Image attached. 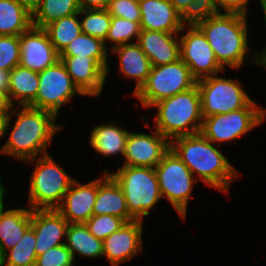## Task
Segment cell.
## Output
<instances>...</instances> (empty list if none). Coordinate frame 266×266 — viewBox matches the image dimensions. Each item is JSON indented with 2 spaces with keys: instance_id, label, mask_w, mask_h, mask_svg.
<instances>
[{
  "instance_id": "9a60e30c",
  "label": "cell",
  "mask_w": 266,
  "mask_h": 266,
  "mask_svg": "<svg viewBox=\"0 0 266 266\" xmlns=\"http://www.w3.org/2000/svg\"><path fill=\"white\" fill-rule=\"evenodd\" d=\"M143 221L133 220L103 240V256L111 266H118L142 252Z\"/></svg>"
},
{
  "instance_id": "2e32d148",
  "label": "cell",
  "mask_w": 266,
  "mask_h": 266,
  "mask_svg": "<svg viewBox=\"0 0 266 266\" xmlns=\"http://www.w3.org/2000/svg\"><path fill=\"white\" fill-rule=\"evenodd\" d=\"M98 193V179L82 184L75 179L56 209L69 223H85L93 215Z\"/></svg>"
},
{
  "instance_id": "f35d334b",
  "label": "cell",
  "mask_w": 266,
  "mask_h": 266,
  "mask_svg": "<svg viewBox=\"0 0 266 266\" xmlns=\"http://www.w3.org/2000/svg\"><path fill=\"white\" fill-rule=\"evenodd\" d=\"M213 2L218 13L225 11L224 13L247 15L249 0H213Z\"/></svg>"
},
{
  "instance_id": "5bb4252c",
  "label": "cell",
  "mask_w": 266,
  "mask_h": 266,
  "mask_svg": "<svg viewBox=\"0 0 266 266\" xmlns=\"http://www.w3.org/2000/svg\"><path fill=\"white\" fill-rule=\"evenodd\" d=\"M59 60V53L43 28L31 26L20 35V66L40 73Z\"/></svg>"
},
{
  "instance_id": "836d02e7",
  "label": "cell",
  "mask_w": 266,
  "mask_h": 266,
  "mask_svg": "<svg viewBox=\"0 0 266 266\" xmlns=\"http://www.w3.org/2000/svg\"><path fill=\"white\" fill-rule=\"evenodd\" d=\"M126 222L114 215H92L85 225L97 239L104 240L118 231Z\"/></svg>"
},
{
  "instance_id": "7dc6e473",
  "label": "cell",
  "mask_w": 266,
  "mask_h": 266,
  "mask_svg": "<svg viewBox=\"0 0 266 266\" xmlns=\"http://www.w3.org/2000/svg\"><path fill=\"white\" fill-rule=\"evenodd\" d=\"M4 193H5V188L2 185L1 177H0V218L3 215V213L6 211L4 210Z\"/></svg>"
},
{
  "instance_id": "83f0119b",
  "label": "cell",
  "mask_w": 266,
  "mask_h": 266,
  "mask_svg": "<svg viewBox=\"0 0 266 266\" xmlns=\"http://www.w3.org/2000/svg\"><path fill=\"white\" fill-rule=\"evenodd\" d=\"M107 45L102 39L92 37L83 32L74 38L59 56H79L93 58L105 71L109 73L107 64Z\"/></svg>"
},
{
  "instance_id": "d590c367",
  "label": "cell",
  "mask_w": 266,
  "mask_h": 266,
  "mask_svg": "<svg viewBox=\"0 0 266 266\" xmlns=\"http://www.w3.org/2000/svg\"><path fill=\"white\" fill-rule=\"evenodd\" d=\"M20 64V36H0V69L11 71Z\"/></svg>"
},
{
  "instance_id": "5b68a950",
  "label": "cell",
  "mask_w": 266,
  "mask_h": 266,
  "mask_svg": "<svg viewBox=\"0 0 266 266\" xmlns=\"http://www.w3.org/2000/svg\"><path fill=\"white\" fill-rule=\"evenodd\" d=\"M121 187L129 214L142 221L162 198L155 168L124 166L110 174Z\"/></svg>"
},
{
  "instance_id": "9c48e42d",
  "label": "cell",
  "mask_w": 266,
  "mask_h": 266,
  "mask_svg": "<svg viewBox=\"0 0 266 266\" xmlns=\"http://www.w3.org/2000/svg\"><path fill=\"white\" fill-rule=\"evenodd\" d=\"M257 106L252 100L244 108L205 117L200 132L213 143L235 140L264 121L266 109Z\"/></svg>"
},
{
  "instance_id": "8992f818",
  "label": "cell",
  "mask_w": 266,
  "mask_h": 266,
  "mask_svg": "<svg viewBox=\"0 0 266 266\" xmlns=\"http://www.w3.org/2000/svg\"><path fill=\"white\" fill-rule=\"evenodd\" d=\"M36 161L29 190L30 209H57L74 178L72 179L51 155L40 156Z\"/></svg>"
},
{
  "instance_id": "f1b7e54d",
  "label": "cell",
  "mask_w": 266,
  "mask_h": 266,
  "mask_svg": "<svg viewBox=\"0 0 266 266\" xmlns=\"http://www.w3.org/2000/svg\"><path fill=\"white\" fill-rule=\"evenodd\" d=\"M79 12L77 0H39L32 13V26L44 28L53 21Z\"/></svg>"
},
{
  "instance_id": "7a4b0ae2",
  "label": "cell",
  "mask_w": 266,
  "mask_h": 266,
  "mask_svg": "<svg viewBox=\"0 0 266 266\" xmlns=\"http://www.w3.org/2000/svg\"><path fill=\"white\" fill-rule=\"evenodd\" d=\"M9 112L16 113L17 121L0 153L28 163L35 161L39 153L41 156L48 154L45 147L51 142L53 135L61 129V126L55 122L57 117L49 111L31 106H22L19 113L14 106H11Z\"/></svg>"
},
{
  "instance_id": "bcb514c9",
  "label": "cell",
  "mask_w": 266,
  "mask_h": 266,
  "mask_svg": "<svg viewBox=\"0 0 266 266\" xmlns=\"http://www.w3.org/2000/svg\"><path fill=\"white\" fill-rule=\"evenodd\" d=\"M253 60L256 62V64L262 65L266 68V47L260 53L258 52L256 55L254 54Z\"/></svg>"
},
{
  "instance_id": "52a82bcc",
  "label": "cell",
  "mask_w": 266,
  "mask_h": 266,
  "mask_svg": "<svg viewBox=\"0 0 266 266\" xmlns=\"http://www.w3.org/2000/svg\"><path fill=\"white\" fill-rule=\"evenodd\" d=\"M196 83L189 67L179 59L170 64L152 66L146 82L133 96L143 107L149 108L162 99L189 90Z\"/></svg>"
},
{
  "instance_id": "3957f363",
  "label": "cell",
  "mask_w": 266,
  "mask_h": 266,
  "mask_svg": "<svg viewBox=\"0 0 266 266\" xmlns=\"http://www.w3.org/2000/svg\"><path fill=\"white\" fill-rule=\"evenodd\" d=\"M247 16L217 13L199 23L219 64L238 69L245 61L248 48Z\"/></svg>"
},
{
  "instance_id": "8fae6325",
  "label": "cell",
  "mask_w": 266,
  "mask_h": 266,
  "mask_svg": "<svg viewBox=\"0 0 266 266\" xmlns=\"http://www.w3.org/2000/svg\"><path fill=\"white\" fill-rule=\"evenodd\" d=\"M77 93L84 95L75 85L66 67L58 60L39 73V89L33 108L49 111L58 117L59 109Z\"/></svg>"
},
{
  "instance_id": "4dcf8cb0",
  "label": "cell",
  "mask_w": 266,
  "mask_h": 266,
  "mask_svg": "<svg viewBox=\"0 0 266 266\" xmlns=\"http://www.w3.org/2000/svg\"><path fill=\"white\" fill-rule=\"evenodd\" d=\"M35 243V232L30 226L10 253L0 257V266H34L37 257Z\"/></svg>"
},
{
  "instance_id": "6da1fadb",
  "label": "cell",
  "mask_w": 266,
  "mask_h": 266,
  "mask_svg": "<svg viewBox=\"0 0 266 266\" xmlns=\"http://www.w3.org/2000/svg\"><path fill=\"white\" fill-rule=\"evenodd\" d=\"M213 144L199 132L172 139L170 148L204 184L228 192L229 184L238 176V172Z\"/></svg>"
},
{
  "instance_id": "b9f144b4",
  "label": "cell",
  "mask_w": 266,
  "mask_h": 266,
  "mask_svg": "<svg viewBox=\"0 0 266 266\" xmlns=\"http://www.w3.org/2000/svg\"><path fill=\"white\" fill-rule=\"evenodd\" d=\"M10 71L0 69V92L8 96Z\"/></svg>"
},
{
  "instance_id": "1f68e13d",
  "label": "cell",
  "mask_w": 266,
  "mask_h": 266,
  "mask_svg": "<svg viewBox=\"0 0 266 266\" xmlns=\"http://www.w3.org/2000/svg\"><path fill=\"white\" fill-rule=\"evenodd\" d=\"M79 15H85L80 21L81 30L84 34L103 41L106 39L112 19L107 9H83L80 10Z\"/></svg>"
},
{
  "instance_id": "f6af8a7d",
  "label": "cell",
  "mask_w": 266,
  "mask_h": 266,
  "mask_svg": "<svg viewBox=\"0 0 266 266\" xmlns=\"http://www.w3.org/2000/svg\"><path fill=\"white\" fill-rule=\"evenodd\" d=\"M10 108L7 96L0 92V113H9Z\"/></svg>"
},
{
  "instance_id": "7bdbcfd3",
  "label": "cell",
  "mask_w": 266,
  "mask_h": 266,
  "mask_svg": "<svg viewBox=\"0 0 266 266\" xmlns=\"http://www.w3.org/2000/svg\"><path fill=\"white\" fill-rule=\"evenodd\" d=\"M18 4L23 6L31 14L37 9L39 0H15Z\"/></svg>"
},
{
  "instance_id": "c3c4849f",
  "label": "cell",
  "mask_w": 266,
  "mask_h": 266,
  "mask_svg": "<svg viewBox=\"0 0 266 266\" xmlns=\"http://www.w3.org/2000/svg\"><path fill=\"white\" fill-rule=\"evenodd\" d=\"M261 3V6L263 8V13H264V17H265V24H266V0H259Z\"/></svg>"
},
{
  "instance_id": "4fadbf2b",
  "label": "cell",
  "mask_w": 266,
  "mask_h": 266,
  "mask_svg": "<svg viewBox=\"0 0 266 266\" xmlns=\"http://www.w3.org/2000/svg\"><path fill=\"white\" fill-rule=\"evenodd\" d=\"M152 135L129 132L124 166L155 168L170 149V141L156 129Z\"/></svg>"
},
{
  "instance_id": "7402d4cb",
  "label": "cell",
  "mask_w": 266,
  "mask_h": 266,
  "mask_svg": "<svg viewBox=\"0 0 266 266\" xmlns=\"http://www.w3.org/2000/svg\"><path fill=\"white\" fill-rule=\"evenodd\" d=\"M117 53L120 62V72L128 78L136 79L137 85L133 94L146 82L151 72V62L137 42L111 48Z\"/></svg>"
},
{
  "instance_id": "30bf717a",
  "label": "cell",
  "mask_w": 266,
  "mask_h": 266,
  "mask_svg": "<svg viewBox=\"0 0 266 266\" xmlns=\"http://www.w3.org/2000/svg\"><path fill=\"white\" fill-rule=\"evenodd\" d=\"M239 83L216 75L198 80L196 84L201 97L202 117L229 113L246 107L252 99Z\"/></svg>"
},
{
  "instance_id": "ffe728a7",
  "label": "cell",
  "mask_w": 266,
  "mask_h": 266,
  "mask_svg": "<svg viewBox=\"0 0 266 266\" xmlns=\"http://www.w3.org/2000/svg\"><path fill=\"white\" fill-rule=\"evenodd\" d=\"M177 35L178 33L141 29L136 42L149 58L151 65L160 66L180 59V39H177Z\"/></svg>"
},
{
  "instance_id": "603a6c76",
  "label": "cell",
  "mask_w": 266,
  "mask_h": 266,
  "mask_svg": "<svg viewBox=\"0 0 266 266\" xmlns=\"http://www.w3.org/2000/svg\"><path fill=\"white\" fill-rule=\"evenodd\" d=\"M39 89V73L30 69L15 66L9 74L8 102L19 107L30 106L36 99Z\"/></svg>"
},
{
  "instance_id": "74e56055",
  "label": "cell",
  "mask_w": 266,
  "mask_h": 266,
  "mask_svg": "<svg viewBox=\"0 0 266 266\" xmlns=\"http://www.w3.org/2000/svg\"><path fill=\"white\" fill-rule=\"evenodd\" d=\"M109 14L133 22H140L141 14L138 0H110Z\"/></svg>"
},
{
  "instance_id": "8d00e7d4",
  "label": "cell",
  "mask_w": 266,
  "mask_h": 266,
  "mask_svg": "<svg viewBox=\"0 0 266 266\" xmlns=\"http://www.w3.org/2000/svg\"><path fill=\"white\" fill-rule=\"evenodd\" d=\"M73 262L71 251L65 245H60L36 257L34 266H73Z\"/></svg>"
},
{
  "instance_id": "e0dca14e",
  "label": "cell",
  "mask_w": 266,
  "mask_h": 266,
  "mask_svg": "<svg viewBox=\"0 0 266 266\" xmlns=\"http://www.w3.org/2000/svg\"><path fill=\"white\" fill-rule=\"evenodd\" d=\"M59 60L66 67L67 73L86 96L101 95L106 82V71L91 57L59 56Z\"/></svg>"
},
{
  "instance_id": "d6986e66",
  "label": "cell",
  "mask_w": 266,
  "mask_h": 266,
  "mask_svg": "<svg viewBox=\"0 0 266 266\" xmlns=\"http://www.w3.org/2000/svg\"><path fill=\"white\" fill-rule=\"evenodd\" d=\"M140 27L149 31L180 33L185 30L180 13L168 0H138Z\"/></svg>"
},
{
  "instance_id": "277c9868",
  "label": "cell",
  "mask_w": 266,
  "mask_h": 266,
  "mask_svg": "<svg viewBox=\"0 0 266 266\" xmlns=\"http://www.w3.org/2000/svg\"><path fill=\"white\" fill-rule=\"evenodd\" d=\"M152 106L158 110L154 119L155 129L168 141L201 131L203 117L197 84L187 91L162 99Z\"/></svg>"
},
{
  "instance_id": "ee69618b",
  "label": "cell",
  "mask_w": 266,
  "mask_h": 266,
  "mask_svg": "<svg viewBox=\"0 0 266 266\" xmlns=\"http://www.w3.org/2000/svg\"><path fill=\"white\" fill-rule=\"evenodd\" d=\"M174 8L181 14L187 5L191 2H195L197 0H168Z\"/></svg>"
},
{
  "instance_id": "ac0fdd59",
  "label": "cell",
  "mask_w": 266,
  "mask_h": 266,
  "mask_svg": "<svg viewBox=\"0 0 266 266\" xmlns=\"http://www.w3.org/2000/svg\"><path fill=\"white\" fill-rule=\"evenodd\" d=\"M68 224L56 209L31 210V226L36 236L37 257L52 247L65 244L61 238L66 236Z\"/></svg>"
},
{
  "instance_id": "f546056e",
  "label": "cell",
  "mask_w": 266,
  "mask_h": 266,
  "mask_svg": "<svg viewBox=\"0 0 266 266\" xmlns=\"http://www.w3.org/2000/svg\"><path fill=\"white\" fill-rule=\"evenodd\" d=\"M79 16V13L66 16L43 28L59 54L74 38L82 33Z\"/></svg>"
},
{
  "instance_id": "d4e9b609",
  "label": "cell",
  "mask_w": 266,
  "mask_h": 266,
  "mask_svg": "<svg viewBox=\"0 0 266 266\" xmlns=\"http://www.w3.org/2000/svg\"><path fill=\"white\" fill-rule=\"evenodd\" d=\"M129 132L113 123L95 127L90 135V144L99 154L124 157L126 140Z\"/></svg>"
},
{
  "instance_id": "ba28073f",
  "label": "cell",
  "mask_w": 266,
  "mask_h": 266,
  "mask_svg": "<svg viewBox=\"0 0 266 266\" xmlns=\"http://www.w3.org/2000/svg\"><path fill=\"white\" fill-rule=\"evenodd\" d=\"M162 198L165 197L185 219L193 184L198 179L170 148L155 167Z\"/></svg>"
},
{
  "instance_id": "4316f807",
  "label": "cell",
  "mask_w": 266,
  "mask_h": 266,
  "mask_svg": "<svg viewBox=\"0 0 266 266\" xmlns=\"http://www.w3.org/2000/svg\"><path fill=\"white\" fill-rule=\"evenodd\" d=\"M65 246L71 251L73 257L75 253L86 257L103 256V241L97 239L90 233L85 223H71L68 224L66 230Z\"/></svg>"
},
{
  "instance_id": "7c38bea8",
  "label": "cell",
  "mask_w": 266,
  "mask_h": 266,
  "mask_svg": "<svg viewBox=\"0 0 266 266\" xmlns=\"http://www.w3.org/2000/svg\"><path fill=\"white\" fill-rule=\"evenodd\" d=\"M188 29L180 37V59L189 67L192 76L198 81L224 71L202 30L198 26H188Z\"/></svg>"
},
{
  "instance_id": "484cf974",
  "label": "cell",
  "mask_w": 266,
  "mask_h": 266,
  "mask_svg": "<svg viewBox=\"0 0 266 266\" xmlns=\"http://www.w3.org/2000/svg\"><path fill=\"white\" fill-rule=\"evenodd\" d=\"M32 26V14L15 0H0V36H20Z\"/></svg>"
},
{
  "instance_id": "60d3db41",
  "label": "cell",
  "mask_w": 266,
  "mask_h": 266,
  "mask_svg": "<svg viewBox=\"0 0 266 266\" xmlns=\"http://www.w3.org/2000/svg\"><path fill=\"white\" fill-rule=\"evenodd\" d=\"M12 112L0 113V139L5 135L10 126Z\"/></svg>"
},
{
  "instance_id": "44dd1931",
  "label": "cell",
  "mask_w": 266,
  "mask_h": 266,
  "mask_svg": "<svg viewBox=\"0 0 266 266\" xmlns=\"http://www.w3.org/2000/svg\"><path fill=\"white\" fill-rule=\"evenodd\" d=\"M114 215L125 222L135 220L127 209L126 199L119 184L105 170L103 178H98V193L93 207V215Z\"/></svg>"
},
{
  "instance_id": "ab89813d",
  "label": "cell",
  "mask_w": 266,
  "mask_h": 266,
  "mask_svg": "<svg viewBox=\"0 0 266 266\" xmlns=\"http://www.w3.org/2000/svg\"><path fill=\"white\" fill-rule=\"evenodd\" d=\"M80 10L83 9H107L110 0H77Z\"/></svg>"
},
{
  "instance_id": "e575fe53",
  "label": "cell",
  "mask_w": 266,
  "mask_h": 266,
  "mask_svg": "<svg viewBox=\"0 0 266 266\" xmlns=\"http://www.w3.org/2000/svg\"><path fill=\"white\" fill-rule=\"evenodd\" d=\"M217 13L213 0H197L187 5L180 18L184 26H197Z\"/></svg>"
},
{
  "instance_id": "d6a6232c",
  "label": "cell",
  "mask_w": 266,
  "mask_h": 266,
  "mask_svg": "<svg viewBox=\"0 0 266 266\" xmlns=\"http://www.w3.org/2000/svg\"><path fill=\"white\" fill-rule=\"evenodd\" d=\"M141 32L140 22H133L123 18L112 16L110 28L108 30L106 41H111L114 44L112 48L120 45L129 44V40L136 37L138 41Z\"/></svg>"
},
{
  "instance_id": "cb8c5ba5",
  "label": "cell",
  "mask_w": 266,
  "mask_h": 266,
  "mask_svg": "<svg viewBox=\"0 0 266 266\" xmlns=\"http://www.w3.org/2000/svg\"><path fill=\"white\" fill-rule=\"evenodd\" d=\"M30 226V208H15L3 213L0 218V257L20 241Z\"/></svg>"
}]
</instances>
